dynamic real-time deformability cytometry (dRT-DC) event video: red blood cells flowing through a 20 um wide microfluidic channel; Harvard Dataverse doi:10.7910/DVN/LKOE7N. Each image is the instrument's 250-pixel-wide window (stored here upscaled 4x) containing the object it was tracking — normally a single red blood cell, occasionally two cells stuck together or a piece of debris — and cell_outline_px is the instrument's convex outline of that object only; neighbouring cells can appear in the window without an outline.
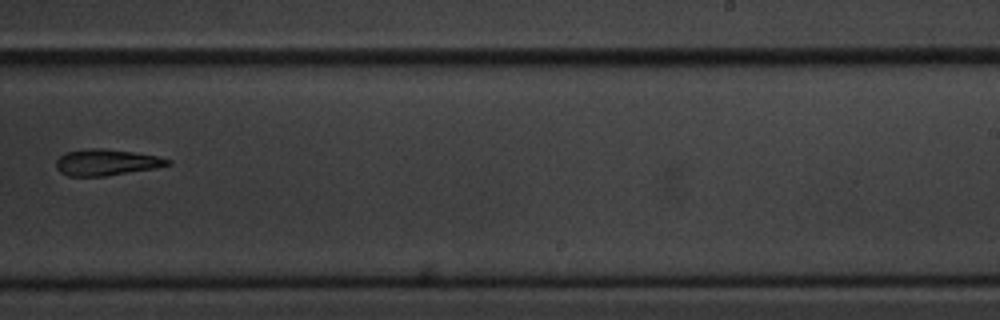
{"species": "common noctule bat (a hibernating species)", "species_latin": "Nyctalus noctula", "temperature_condition": "cold", "stored_images_in_passage": 9, "camera_frame_rate_fps": 3000, "um_per_image_px": 0.085, "animal": {"sex": "male", "body_mass_g": 20.1, "forearm_length_mm": 53.5}, "frame": {"image": 1, "passage_image": 9, "time_ms": 10.333, "image_size_px": [1000, 320], "cell_outline_px": [[172, 164], [156, 168], [104, 176], [68, 176], [60, 172], [56, 168], [56, 160], [60, 156], [68, 152], [92, 148], [100, 148], [132, 152], [160, 156], [172, 160]], "centroid_in_image_um": [9.08, 13.8], "position_along_channel_um": 279.9, "area_um2": 16.99}}